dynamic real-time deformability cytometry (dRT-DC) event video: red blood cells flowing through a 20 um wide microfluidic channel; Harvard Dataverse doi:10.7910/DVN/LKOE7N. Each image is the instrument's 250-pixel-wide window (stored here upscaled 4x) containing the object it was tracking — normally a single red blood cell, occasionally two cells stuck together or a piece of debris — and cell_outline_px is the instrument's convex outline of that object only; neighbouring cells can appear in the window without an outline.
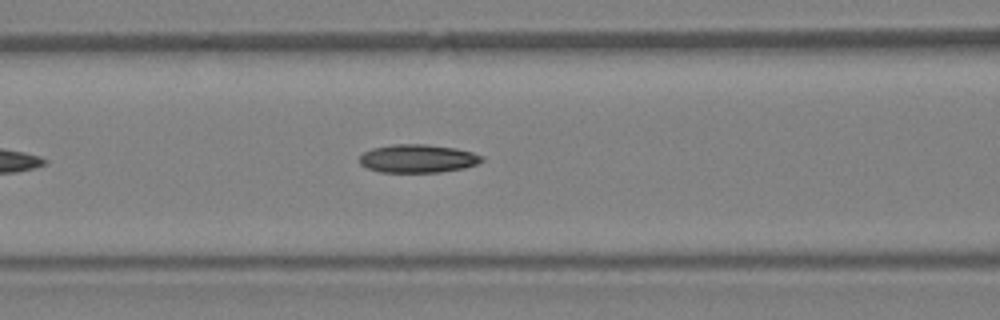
{"species": "Egyptian fruit bat (a non-hibernating species)", "species_latin": "Rousettus aegyptiacus", "temperature_condition": "warm", "stored_images_in_passage": 11, "camera_frame_rate_fps": 3000, "um_per_image_px": 0.085, "animal": {"sex": "female"}, "frame": {"image": 1, "passage_image": 8, "time_ms": 2.333, "image_size_px": [1000, 320], "cell_outline_px": [[484, 160], [476, 164], [464, 168], [440, 172], [380, 172], [368, 168], [360, 164], [360, 156], [364, 152], [372, 148], [392, 144], [424, 144], [456, 148], [472, 152], [484, 156]], "centroid_in_image_um": [35.52, 13.47], "position_along_channel_um": 131.1, "area_um2": 20.17}}